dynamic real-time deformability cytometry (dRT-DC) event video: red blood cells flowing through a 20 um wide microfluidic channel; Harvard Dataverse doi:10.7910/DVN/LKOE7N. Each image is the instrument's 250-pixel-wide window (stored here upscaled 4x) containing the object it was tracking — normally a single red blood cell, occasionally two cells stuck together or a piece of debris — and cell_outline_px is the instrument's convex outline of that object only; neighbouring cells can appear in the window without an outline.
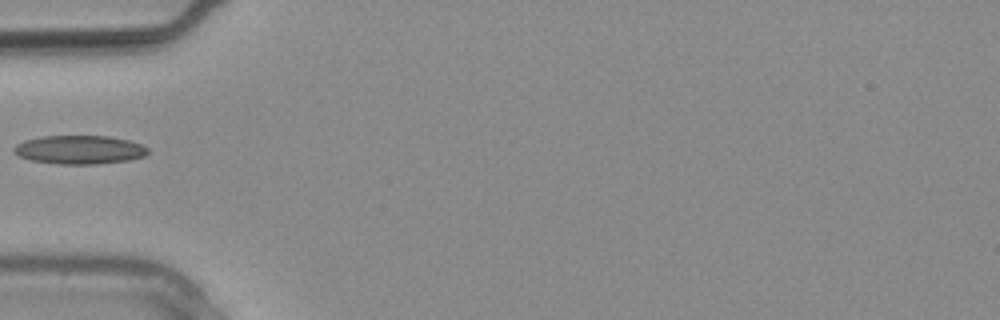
{"species": "common noctule bat (a hibernating species)", "species_latin": "Nyctalus noctula", "temperature_condition": "warm", "stored_images_in_passage": 1, "camera_frame_rate_fps": 3000, "um_per_image_px": 0.085, "animal": {"sex": "male", "body_mass_g": 20.4}, "frame": {"image": 1, "passage_image": 1, "time_ms": 0.0, "image_size_px": [1000, 320], "cell_outline_px": [[148, 152], [144, 156], [128, 160], [96, 164], [60, 164], [28, 160], [12, 152], [12, 148], [16, 144], [24, 140], [44, 136], [108, 136], [128, 140], [140, 144], [148, 148]], "centroid_in_image_um": [6.71, 12.73], "position_along_channel_um": 78.3, "area_um2": 22.37}}